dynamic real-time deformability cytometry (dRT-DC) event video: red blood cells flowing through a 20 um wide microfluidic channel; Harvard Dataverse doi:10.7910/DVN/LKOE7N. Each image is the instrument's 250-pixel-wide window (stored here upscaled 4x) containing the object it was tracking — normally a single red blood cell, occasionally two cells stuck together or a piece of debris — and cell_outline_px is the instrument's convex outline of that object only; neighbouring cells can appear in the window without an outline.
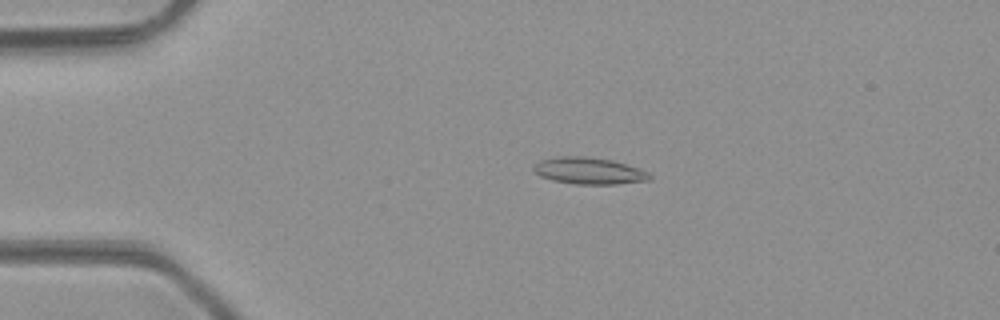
{"species": "common noctule bat (a hibernating species)", "species_latin": "Nyctalus noctula", "temperature_condition": "room temperature", "stored_images_in_passage": 49, "camera_frame_rate_fps": 3000, "um_per_image_px": 0.085, "animal": {"sex": "male", "body_mass_g": 23.1, "forearm_length_mm": 52.7}, "frame": {"image": 1, "passage_image": 11, "time_ms": 3.333, "image_size_px": [1000, 320], "cell_outline_px": [[652, 176], [648, 180], [616, 184], [576, 184], [552, 180], [540, 176], [532, 168], [540, 160], [556, 156], [584, 156], [612, 160], [640, 168], [648, 172]], "centroid_in_image_um": [50.06, 14.51], "position_along_channel_um": 34.9, "area_um2": 18.03}}
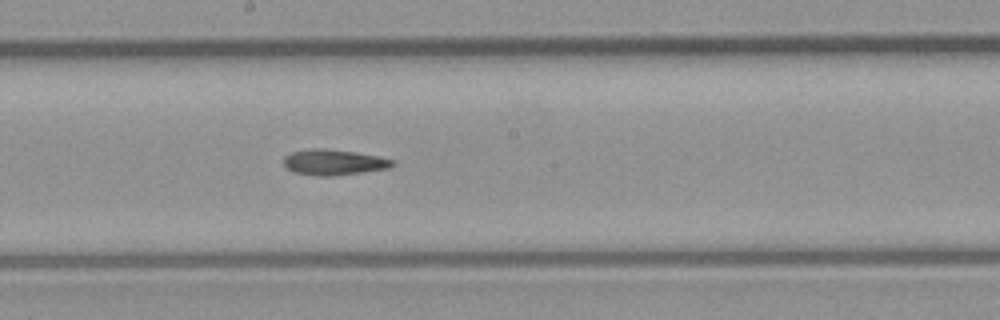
{"frame": {"image": 2, "passage_image": 27, "time_ms": 8.667, "image_size_px": [1000, 320], "cell_outline_px": [[396, 164], [388, 168], [332, 176], [320, 176], [296, 172], [288, 168], [284, 164], [284, 156], [292, 152], [312, 148], [328, 148], [356, 152], [396, 160]], "centroid_in_image_um": [28.39, 13.77], "position_along_channel_um": 219.8, "area_um2": 16.13}}
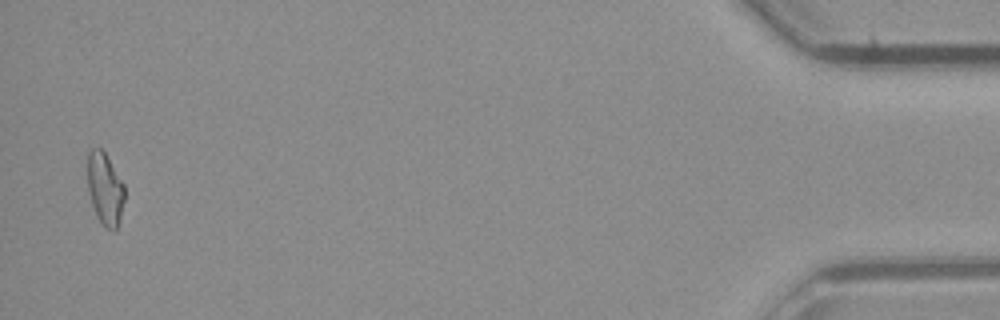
{"frame": {"image": 3, "passage_image": 48, "time_ms": 15.667, "image_size_px": [1000, 320], "cell_outline_px": [[124, 200], [120, 216], [116, 228], [104, 228], [92, 204], [88, 188], [88, 152], [92, 148], [100, 148], [104, 152], [124, 184]], "centroid_in_image_um": [8.92, 16.02], "position_along_channel_um": 426.3, "area_um2": 15.09}}